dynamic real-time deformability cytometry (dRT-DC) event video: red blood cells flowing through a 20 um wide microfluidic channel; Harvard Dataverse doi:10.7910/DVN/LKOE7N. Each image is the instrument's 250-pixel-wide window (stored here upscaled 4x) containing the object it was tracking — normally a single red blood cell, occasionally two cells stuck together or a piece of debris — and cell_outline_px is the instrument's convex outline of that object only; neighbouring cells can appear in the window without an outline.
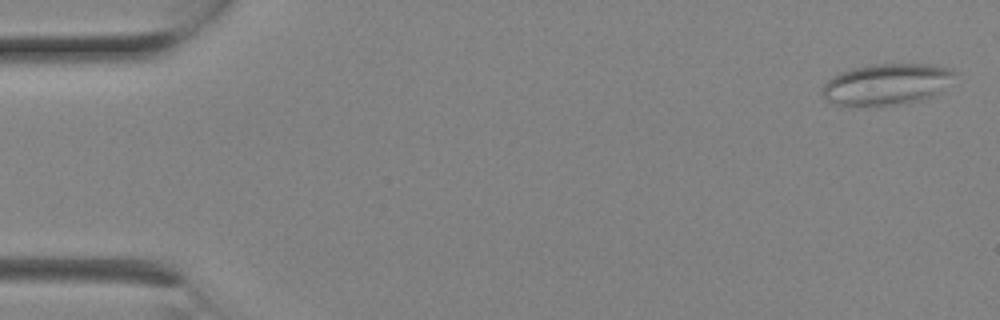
{"species": "Egyptian fruit bat (a non-hibernating species)", "species_latin": "Rousettus aegyptiacus", "temperature_condition": "room temperature", "stored_images_in_passage": 7, "camera_frame_rate_fps": 3000, "um_per_image_px": 0.085, "animal": {"sex": "female"}, "frame": {"image": 1, "passage_image": 1, "time_ms": 0.0, "image_size_px": [1000, 320], "cell_outline_px": [[956, 72], [940, 92], [932, 96], [908, 104], [832, 104], [820, 92], [820, 88], [832, 76], [840, 72], [856, 68], [880, 64], [932, 64], [952, 68]], "centroid_in_image_um": [75.38, 7.15], "position_along_channel_um": 9.6, "area_um2": 31.33}}